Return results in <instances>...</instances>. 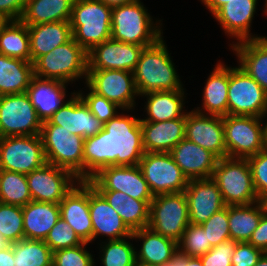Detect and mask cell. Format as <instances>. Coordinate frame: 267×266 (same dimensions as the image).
<instances>
[{
	"instance_id": "6da1fadb",
	"label": "cell",
	"mask_w": 267,
	"mask_h": 266,
	"mask_svg": "<svg viewBox=\"0 0 267 266\" xmlns=\"http://www.w3.org/2000/svg\"><path fill=\"white\" fill-rule=\"evenodd\" d=\"M134 110H122L99 133L84 139L83 181H89L108 166L139 164L145 151L140 116L128 114Z\"/></svg>"
},
{
	"instance_id": "7a4b0ae2",
	"label": "cell",
	"mask_w": 267,
	"mask_h": 266,
	"mask_svg": "<svg viewBox=\"0 0 267 266\" xmlns=\"http://www.w3.org/2000/svg\"><path fill=\"white\" fill-rule=\"evenodd\" d=\"M164 37H161L155 44L144 47L140 54L133 71L139 95L186 89Z\"/></svg>"
},
{
	"instance_id": "3957f363",
	"label": "cell",
	"mask_w": 267,
	"mask_h": 266,
	"mask_svg": "<svg viewBox=\"0 0 267 266\" xmlns=\"http://www.w3.org/2000/svg\"><path fill=\"white\" fill-rule=\"evenodd\" d=\"M147 8L142 0L112 8L111 39L144 47L155 44L163 37V19H153Z\"/></svg>"
},
{
	"instance_id": "277c9868",
	"label": "cell",
	"mask_w": 267,
	"mask_h": 266,
	"mask_svg": "<svg viewBox=\"0 0 267 266\" xmlns=\"http://www.w3.org/2000/svg\"><path fill=\"white\" fill-rule=\"evenodd\" d=\"M33 69L34 75L40 78L71 83L70 86L79 79L83 81L81 83H85L88 72V54L72 38L67 43L40 56L33 63Z\"/></svg>"
},
{
	"instance_id": "5b68a950",
	"label": "cell",
	"mask_w": 267,
	"mask_h": 266,
	"mask_svg": "<svg viewBox=\"0 0 267 266\" xmlns=\"http://www.w3.org/2000/svg\"><path fill=\"white\" fill-rule=\"evenodd\" d=\"M112 8L98 0H75L70 16L73 39L89 52L111 39Z\"/></svg>"
},
{
	"instance_id": "8992f818",
	"label": "cell",
	"mask_w": 267,
	"mask_h": 266,
	"mask_svg": "<svg viewBox=\"0 0 267 266\" xmlns=\"http://www.w3.org/2000/svg\"><path fill=\"white\" fill-rule=\"evenodd\" d=\"M222 120L227 157L247 159L267 148V118L226 115Z\"/></svg>"
},
{
	"instance_id": "52a82bcc",
	"label": "cell",
	"mask_w": 267,
	"mask_h": 266,
	"mask_svg": "<svg viewBox=\"0 0 267 266\" xmlns=\"http://www.w3.org/2000/svg\"><path fill=\"white\" fill-rule=\"evenodd\" d=\"M40 137L46 161L70 171L79 181H83L84 138L49 121L43 122Z\"/></svg>"
},
{
	"instance_id": "ba28073f",
	"label": "cell",
	"mask_w": 267,
	"mask_h": 266,
	"mask_svg": "<svg viewBox=\"0 0 267 266\" xmlns=\"http://www.w3.org/2000/svg\"><path fill=\"white\" fill-rule=\"evenodd\" d=\"M211 178L218 185L226 206L247 205L259 201L247 159H218Z\"/></svg>"
},
{
	"instance_id": "9c48e42d",
	"label": "cell",
	"mask_w": 267,
	"mask_h": 266,
	"mask_svg": "<svg viewBox=\"0 0 267 266\" xmlns=\"http://www.w3.org/2000/svg\"><path fill=\"white\" fill-rule=\"evenodd\" d=\"M228 115L267 118V93L239 65H229Z\"/></svg>"
},
{
	"instance_id": "30bf717a",
	"label": "cell",
	"mask_w": 267,
	"mask_h": 266,
	"mask_svg": "<svg viewBox=\"0 0 267 266\" xmlns=\"http://www.w3.org/2000/svg\"><path fill=\"white\" fill-rule=\"evenodd\" d=\"M190 224L184 192L154 196L150 203L148 227L177 242Z\"/></svg>"
},
{
	"instance_id": "8fae6325",
	"label": "cell",
	"mask_w": 267,
	"mask_h": 266,
	"mask_svg": "<svg viewBox=\"0 0 267 266\" xmlns=\"http://www.w3.org/2000/svg\"><path fill=\"white\" fill-rule=\"evenodd\" d=\"M46 161L40 135L0 137V169L29 174Z\"/></svg>"
},
{
	"instance_id": "7c38bea8",
	"label": "cell",
	"mask_w": 267,
	"mask_h": 266,
	"mask_svg": "<svg viewBox=\"0 0 267 266\" xmlns=\"http://www.w3.org/2000/svg\"><path fill=\"white\" fill-rule=\"evenodd\" d=\"M42 124L26 92L0 96V137L40 135Z\"/></svg>"
},
{
	"instance_id": "4fadbf2b",
	"label": "cell",
	"mask_w": 267,
	"mask_h": 266,
	"mask_svg": "<svg viewBox=\"0 0 267 266\" xmlns=\"http://www.w3.org/2000/svg\"><path fill=\"white\" fill-rule=\"evenodd\" d=\"M138 166L154 196L184 192L188 185L169 152H145Z\"/></svg>"
},
{
	"instance_id": "5bb4252c",
	"label": "cell",
	"mask_w": 267,
	"mask_h": 266,
	"mask_svg": "<svg viewBox=\"0 0 267 266\" xmlns=\"http://www.w3.org/2000/svg\"><path fill=\"white\" fill-rule=\"evenodd\" d=\"M85 84L93 92L104 96L123 110L136 109L138 106L136 98L140 95L133 72L117 69L88 70Z\"/></svg>"
},
{
	"instance_id": "9a60e30c",
	"label": "cell",
	"mask_w": 267,
	"mask_h": 266,
	"mask_svg": "<svg viewBox=\"0 0 267 266\" xmlns=\"http://www.w3.org/2000/svg\"><path fill=\"white\" fill-rule=\"evenodd\" d=\"M89 182L96 190L119 191L143 201H152L154 198L138 165L105 167Z\"/></svg>"
},
{
	"instance_id": "2e32d148",
	"label": "cell",
	"mask_w": 267,
	"mask_h": 266,
	"mask_svg": "<svg viewBox=\"0 0 267 266\" xmlns=\"http://www.w3.org/2000/svg\"><path fill=\"white\" fill-rule=\"evenodd\" d=\"M32 201L59 204L79 181L70 171L45 163L26 175Z\"/></svg>"
},
{
	"instance_id": "e0dca14e",
	"label": "cell",
	"mask_w": 267,
	"mask_h": 266,
	"mask_svg": "<svg viewBox=\"0 0 267 266\" xmlns=\"http://www.w3.org/2000/svg\"><path fill=\"white\" fill-rule=\"evenodd\" d=\"M259 0H229L212 16L220 25L225 36L233 39L230 47L236 43L259 39L266 36L251 33L252 23L257 14Z\"/></svg>"
},
{
	"instance_id": "ac0fdd59",
	"label": "cell",
	"mask_w": 267,
	"mask_h": 266,
	"mask_svg": "<svg viewBox=\"0 0 267 266\" xmlns=\"http://www.w3.org/2000/svg\"><path fill=\"white\" fill-rule=\"evenodd\" d=\"M185 138L213 153L218 159L227 157L223 120L220 116L186 112Z\"/></svg>"
},
{
	"instance_id": "d6986e66",
	"label": "cell",
	"mask_w": 267,
	"mask_h": 266,
	"mask_svg": "<svg viewBox=\"0 0 267 266\" xmlns=\"http://www.w3.org/2000/svg\"><path fill=\"white\" fill-rule=\"evenodd\" d=\"M144 46L106 40L94 46L88 54V70H125L133 72Z\"/></svg>"
},
{
	"instance_id": "ffe728a7",
	"label": "cell",
	"mask_w": 267,
	"mask_h": 266,
	"mask_svg": "<svg viewBox=\"0 0 267 266\" xmlns=\"http://www.w3.org/2000/svg\"><path fill=\"white\" fill-rule=\"evenodd\" d=\"M89 212L92 221V243L103 238L118 240L132 236V231L107 200L89 182ZM102 238V239H101Z\"/></svg>"
},
{
	"instance_id": "44dd1931",
	"label": "cell",
	"mask_w": 267,
	"mask_h": 266,
	"mask_svg": "<svg viewBox=\"0 0 267 266\" xmlns=\"http://www.w3.org/2000/svg\"><path fill=\"white\" fill-rule=\"evenodd\" d=\"M184 193L191 224L201 225L226 207L219 187L212 178L190 179Z\"/></svg>"
},
{
	"instance_id": "7402d4cb",
	"label": "cell",
	"mask_w": 267,
	"mask_h": 266,
	"mask_svg": "<svg viewBox=\"0 0 267 266\" xmlns=\"http://www.w3.org/2000/svg\"><path fill=\"white\" fill-rule=\"evenodd\" d=\"M60 217L79 238L92 245V221L89 212V181H78L60 201Z\"/></svg>"
},
{
	"instance_id": "603a6c76",
	"label": "cell",
	"mask_w": 267,
	"mask_h": 266,
	"mask_svg": "<svg viewBox=\"0 0 267 266\" xmlns=\"http://www.w3.org/2000/svg\"><path fill=\"white\" fill-rule=\"evenodd\" d=\"M49 122L84 139L96 135L104 127L76 92L53 114Z\"/></svg>"
},
{
	"instance_id": "cb8c5ba5",
	"label": "cell",
	"mask_w": 267,
	"mask_h": 266,
	"mask_svg": "<svg viewBox=\"0 0 267 266\" xmlns=\"http://www.w3.org/2000/svg\"><path fill=\"white\" fill-rule=\"evenodd\" d=\"M68 85L58 80L44 79L35 75L32 77L26 93L42 122L49 121L53 114L75 94V90L70 93L67 91L70 89Z\"/></svg>"
},
{
	"instance_id": "d4e9b609",
	"label": "cell",
	"mask_w": 267,
	"mask_h": 266,
	"mask_svg": "<svg viewBox=\"0 0 267 266\" xmlns=\"http://www.w3.org/2000/svg\"><path fill=\"white\" fill-rule=\"evenodd\" d=\"M169 153L188 180L211 178L218 161L213 153L186 138Z\"/></svg>"
},
{
	"instance_id": "484cf974",
	"label": "cell",
	"mask_w": 267,
	"mask_h": 266,
	"mask_svg": "<svg viewBox=\"0 0 267 266\" xmlns=\"http://www.w3.org/2000/svg\"><path fill=\"white\" fill-rule=\"evenodd\" d=\"M213 66L204 82L202 104L192 109L201 114L224 117L228 115L229 66L223 60Z\"/></svg>"
},
{
	"instance_id": "4316f807",
	"label": "cell",
	"mask_w": 267,
	"mask_h": 266,
	"mask_svg": "<svg viewBox=\"0 0 267 266\" xmlns=\"http://www.w3.org/2000/svg\"><path fill=\"white\" fill-rule=\"evenodd\" d=\"M186 89L175 91H156L140 95L145 99L143 104V118L140 122H162L181 118L188 110L185 108Z\"/></svg>"
},
{
	"instance_id": "83f0119b",
	"label": "cell",
	"mask_w": 267,
	"mask_h": 266,
	"mask_svg": "<svg viewBox=\"0 0 267 266\" xmlns=\"http://www.w3.org/2000/svg\"><path fill=\"white\" fill-rule=\"evenodd\" d=\"M133 240L139 243L135 247L136 263L143 266H159L170 259L178 248V242L145 227L132 232Z\"/></svg>"
},
{
	"instance_id": "f1b7e54d",
	"label": "cell",
	"mask_w": 267,
	"mask_h": 266,
	"mask_svg": "<svg viewBox=\"0 0 267 266\" xmlns=\"http://www.w3.org/2000/svg\"><path fill=\"white\" fill-rule=\"evenodd\" d=\"M186 113L162 122H140L145 152H170L185 138Z\"/></svg>"
},
{
	"instance_id": "f546056e",
	"label": "cell",
	"mask_w": 267,
	"mask_h": 266,
	"mask_svg": "<svg viewBox=\"0 0 267 266\" xmlns=\"http://www.w3.org/2000/svg\"><path fill=\"white\" fill-rule=\"evenodd\" d=\"M238 65L267 93V36L231 46Z\"/></svg>"
},
{
	"instance_id": "4dcf8cb0",
	"label": "cell",
	"mask_w": 267,
	"mask_h": 266,
	"mask_svg": "<svg viewBox=\"0 0 267 266\" xmlns=\"http://www.w3.org/2000/svg\"><path fill=\"white\" fill-rule=\"evenodd\" d=\"M31 62L73 38L69 21H56L28 26Z\"/></svg>"
},
{
	"instance_id": "1f68e13d",
	"label": "cell",
	"mask_w": 267,
	"mask_h": 266,
	"mask_svg": "<svg viewBox=\"0 0 267 266\" xmlns=\"http://www.w3.org/2000/svg\"><path fill=\"white\" fill-rule=\"evenodd\" d=\"M22 214L25 239L44 241L60 218V206L55 203L30 201L22 206Z\"/></svg>"
},
{
	"instance_id": "d6a6232c",
	"label": "cell",
	"mask_w": 267,
	"mask_h": 266,
	"mask_svg": "<svg viewBox=\"0 0 267 266\" xmlns=\"http://www.w3.org/2000/svg\"><path fill=\"white\" fill-rule=\"evenodd\" d=\"M97 191L120 215L123 222L132 232L148 227L151 201L137 200L119 191Z\"/></svg>"
},
{
	"instance_id": "836d02e7",
	"label": "cell",
	"mask_w": 267,
	"mask_h": 266,
	"mask_svg": "<svg viewBox=\"0 0 267 266\" xmlns=\"http://www.w3.org/2000/svg\"><path fill=\"white\" fill-rule=\"evenodd\" d=\"M33 76L32 62L0 54V96L26 92Z\"/></svg>"
},
{
	"instance_id": "e575fe53",
	"label": "cell",
	"mask_w": 267,
	"mask_h": 266,
	"mask_svg": "<svg viewBox=\"0 0 267 266\" xmlns=\"http://www.w3.org/2000/svg\"><path fill=\"white\" fill-rule=\"evenodd\" d=\"M75 0H26L21 21L27 26L69 21Z\"/></svg>"
},
{
	"instance_id": "d590c367",
	"label": "cell",
	"mask_w": 267,
	"mask_h": 266,
	"mask_svg": "<svg viewBox=\"0 0 267 266\" xmlns=\"http://www.w3.org/2000/svg\"><path fill=\"white\" fill-rule=\"evenodd\" d=\"M264 212L261 201L247 205L228 206L230 239L237 242H249Z\"/></svg>"
},
{
	"instance_id": "8d00e7d4",
	"label": "cell",
	"mask_w": 267,
	"mask_h": 266,
	"mask_svg": "<svg viewBox=\"0 0 267 266\" xmlns=\"http://www.w3.org/2000/svg\"><path fill=\"white\" fill-rule=\"evenodd\" d=\"M0 54L31 62L28 26L9 20L0 32Z\"/></svg>"
},
{
	"instance_id": "74e56055",
	"label": "cell",
	"mask_w": 267,
	"mask_h": 266,
	"mask_svg": "<svg viewBox=\"0 0 267 266\" xmlns=\"http://www.w3.org/2000/svg\"><path fill=\"white\" fill-rule=\"evenodd\" d=\"M101 266H134L136 253L133 236L118 240H104L98 243ZM135 245V246H134Z\"/></svg>"
},
{
	"instance_id": "f35d334b",
	"label": "cell",
	"mask_w": 267,
	"mask_h": 266,
	"mask_svg": "<svg viewBox=\"0 0 267 266\" xmlns=\"http://www.w3.org/2000/svg\"><path fill=\"white\" fill-rule=\"evenodd\" d=\"M15 266H52L53 252L43 240L12 243Z\"/></svg>"
},
{
	"instance_id": "ab89813d",
	"label": "cell",
	"mask_w": 267,
	"mask_h": 266,
	"mask_svg": "<svg viewBox=\"0 0 267 266\" xmlns=\"http://www.w3.org/2000/svg\"><path fill=\"white\" fill-rule=\"evenodd\" d=\"M30 201L26 175L0 169V203L25 206Z\"/></svg>"
},
{
	"instance_id": "60d3db41",
	"label": "cell",
	"mask_w": 267,
	"mask_h": 266,
	"mask_svg": "<svg viewBox=\"0 0 267 266\" xmlns=\"http://www.w3.org/2000/svg\"><path fill=\"white\" fill-rule=\"evenodd\" d=\"M0 234L9 244L25 239L22 206L0 203Z\"/></svg>"
},
{
	"instance_id": "b9f144b4",
	"label": "cell",
	"mask_w": 267,
	"mask_h": 266,
	"mask_svg": "<svg viewBox=\"0 0 267 266\" xmlns=\"http://www.w3.org/2000/svg\"><path fill=\"white\" fill-rule=\"evenodd\" d=\"M84 85V90L86 91H83V88H80V90L78 89V91L75 92L85 102L90 112L103 124L108 122L111 118L115 117L120 113V111L123 110L117 104L107 100L104 96L93 92L85 83Z\"/></svg>"
},
{
	"instance_id": "7bdbcfd3",
	"label": "cell",
	"mask_w": 267,
	"mask_h": 266,
	"mask_svg": "<svg viewBox=\"0 0 267 266\" xmlns=\"http://www.w3.org/2000/svg\"><path fill=\"white\" fill-rule=\"evenodd\" d=\"M179 250L190 257H201L212 246L207 242L206 233L201 225L189 224L185 229L182 239L178 242Z\"/></svg>"
},
{
	"instance_id": "ee69618b",
	"label": "cell",
	"mask_w": 267,
	"mask_h": 266,
	"mask_svg": "<svg viewBox=\"0 0 267 266\" xmlns=\"http://www.w3.org/2000/svg\"><path fill=\"white\" fill-rule=\"evenodd\" d=\"M87 245L90 243L53 252L52 266H97L95 254L86 248Z\"/></svg>"
},
{
	"instance_id": "f6af8a7d",
	"label": "cell",
	"mask_w": 267,
	"mask_h": 266,
	"mask_svg": "<svg viewBox=\"0 0 267 266\" xmlns=\"http://www.w3.org/2000/svg\"><path fill=\"white\" fill-rule=\"evenodd\" d=\"M44 242L49 246L52 252L60 249L73 248L84 243L74 229L61 217L51 228Z\"/></svg>"
},
{
	"instance_id": "bcb514c9",
	"label": "cell",
	"mask_w": 267,
	"mask_h": 266,
	"mask_svg": "<svg viewBox=\"0 0 267 266\" xmlns=\"http://www.w3.org/2000/svg\"><path fill=\"white\" fill-rule=\"evenodd\" d=\"M201 226L206 233L207 242L212 247L218 245L220 242L230 240L228 206L214 213Z\"/></svg>"
},
{
	"instance_id": "7dc6e473",
	"label": "cell",
	"mask_w": 267,
	"mask_h": 266,
	"mask_svg": "<svg viewBox=\"0 0 267 266\" xmlns=\"http://www.w3.org/2000/svg\"><path fill=\"white\" fill-rule=\"evenodd\" d=\"M247 161L251 169L254 189L261 201L267 195V148L247 158Z\"/></svg>"
},
{
	"instance_id": "c3c4849f",
	"label": "cell",
	"mask_w": 267,
	"mask_h": 266,
	"mask_svg": "<svg viewBox=\"0 0 267 266\" xmlns=\"http://www.w3.org/2000/svg\"><path fill=\"white\" fill-rule=\"evenodd\" d=\"M237 243L230 239L213 246L206 254L199 257L203 266H232L231 259Z\"/></svg>"
},
{
	"instance_id": "681fc988",
	"label": "cell",
	"mask_w": 267,
	"mask_h": 266,
	"mask_svg": "<svg viewBox=\"0 0 267 266\" xmlns=\"http://www.w3.org/2000/svg\"><path fill=\"white\" fill-rule=\"evenodd\" d=\"M263 254L249 242H238L232 255V266H254Z\"/></svg>"
},
{
	"instance_id": "f907efd6",
	"label": "cell",
	"mask_w": 267,
	"mask_h": 266,
	"mask_svg": "<svg viewBox=\"0 0 267 266\" xmlns=\"http://www.w3.org/2000/svg\"><path fill=\"white\" fill-rule=\"evenodd\" d=\"M25 4L26 0H0V14L8 20H20Z\"/></svg>"
},
{
	"instance_id": "816d5d0a",
	"label": "cell",
	"mask_w": 267,
	"mask_h": 266,
	"mask_svg": "<svg viewBox=\"0 0 267 266\" xmlns=\"http://www.w3.org/2000/svg\"><path fill=\"white\" fill-rule=\"evenodd\" d=\"M249 243L267 253V212H264L257 228L249 240Z\"/></svg>"
},
{
	"instance_id": "f5cc1de1",
	"label": "cell",
	"mask_w": 267,
	"mask_h": 266,
	"mask_svg": "<svg viewBox=\"0 0 267 266\" xmlns=\"http://www.w3.org/2000/svg\"><path fill=\"white\" fill-rule=\"evenodd\" d=\"M188 263V255L182 253L179 249L165 263L159 266H186Z\"/></svg>"
},
{
	"instance_id": "db71d44e",
	"label": "cell",
	"mask_w": 267,
	"mask_h": 266,
	"mask_svg": "<svg viewBox=\"0 0 267 266\" xmlns=\"http://www.w3.org/2000/svg\"><path fill=\"white\" fill-rule=\"evenodd\" d=\"M0 266H15L12 245L0 250Z\"/></svg>"
},
{
	"instance_id": "11a10c76",
	"label": "cell",
	"mask_w": 267,
	"mask_h": 266,
	"mask_svg": "<svg viewBox=\"0 0 267 266\" xmlns=\"http://www.w3.org/2000/svg\"><path fill=\"white\" fill-rule=\"evenodd\" d=\"M229 0H200L201 4H204L206 10L212 15Z\"/></svg>"
},
{
	"instance_id": "9f6ffc18",
	"label": "cell",
	"mask_w": 267,
	"mask_h": 266,
	"mask_svg": "<svg viewBox=\"0 0 267 266\" xmlns=\"http://www.w3.org/2000/svg\"><path fill=\"white\" fill-rule=\"evenodd\" d=\"M102 3H104L106 6L110 8L118 7L125 4L134 3L139 0H98Z\"/></svg>"
},
{
	"instance_id": "6f0895ef",
	"label": "cell",
	"mask_w": 267,
	"mask_h": 266,
	"mask_svg": "<svg viewBox=\"0 0 267 266\" xmlns=\"http://www.w3.org/2000/svg\"><path fill=\"white\" fill-rule=\"evenodd\" d=\"M186 266H203V264L200 258L188 256V263Z\"/></svg>"
},
{
	"instance_id": "680465c9",
	"label": "cell",
	"mask_w": 267,
	"mask_h": 266,
	"mask_svg": "<svg viewBox=\"0 0 267 266\" xmlns=\"http://www.w3.org/2000/svg\"><path fill=\"white\" fill-rule=\"evenodd\" d=\"M254 266H267V253H264Z\"/></svg>"
},
{
	"instance_id": "91938a15",
	"label": "cell",
	"mask_w": 267,
	"mask_h": 266,
	"mask_svg": "<svg viewBox=\"0 0 267 266\" xmlns=\"http://www.w3.org/2000/svg\"><path fill=\"white\" fill-rule=\"evenodd\" d=\"M10 244L9 242H7L3 236L0 234V250L5 249L6 247H8Z\"/></svg>"
},
{
	"instance_id": "94428289",
	"label": "cell",
	"mask_w": 267,
	"mask_h": 266,
	"mask_svg": "<svg viewBox=\"0 0 267 266\" xmlns=\"http://www.w3.org/2000/svg\"><path fill=\"white\" fill-rule=\"evenodd\" d=\"M8 21L9 20L4 15L0 14V32L3 27L8 23Z\"/></svg>"
},
{
	"instance_id": "6125c7cd",
	"label": "cell",
	"mask_w": 267,
	"mask_h": 266,
	"mask_svg": "<svg viewBox=\"0 0 267 266\" xmlns=\"http://www.w3.org/2000/svg\"><path fill=\"white\" fill-rule=\"evenodd\" d=\"M261 203L263 204L265 212H267V195L261 200Z\"/></svg>"
},
{
	"instance_id": "be15d7a7",
	"label": "cell",
	"mask_w": 267,
	"mask_h": 266,
	"mask_svg": "<svg viewBox=\"0 0 267 266\" xmlns=\"http://www.w3.org/2000/svg\"><path fill=\"white\" fill-rule=\"evenodd\" d=\"M264 4H265V5H263L264 7H263V10H262V11H263V12H262V15H263V13H264V14L267 16V0L264 1Z\"/></svg>"
}]
</instances>
